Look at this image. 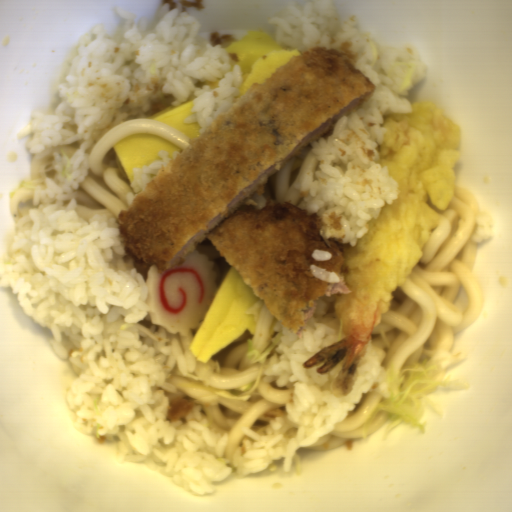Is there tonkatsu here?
<instances>
[{
	"instance_id": "1",
	"label": "tonkatsu",
	"mask_w": 512,
	"mask_h": 512,
	"mask_svg": "<svg viewBox=\"0 0 512 512\" xmlns=\"http://www.w3.org/2000/svg\"><path fill=\"white\" fill-rule=\"evenodd\" d=\"M351 44L311 47L254 82L120 210L117 231L145 283L153 265L159 273L185 263L209 239L299 339L318 298L353 293L341 241L322 235L321 216L289 200L257 210L250 197L372 96Z\"/></svg>"
}]
</instances>
